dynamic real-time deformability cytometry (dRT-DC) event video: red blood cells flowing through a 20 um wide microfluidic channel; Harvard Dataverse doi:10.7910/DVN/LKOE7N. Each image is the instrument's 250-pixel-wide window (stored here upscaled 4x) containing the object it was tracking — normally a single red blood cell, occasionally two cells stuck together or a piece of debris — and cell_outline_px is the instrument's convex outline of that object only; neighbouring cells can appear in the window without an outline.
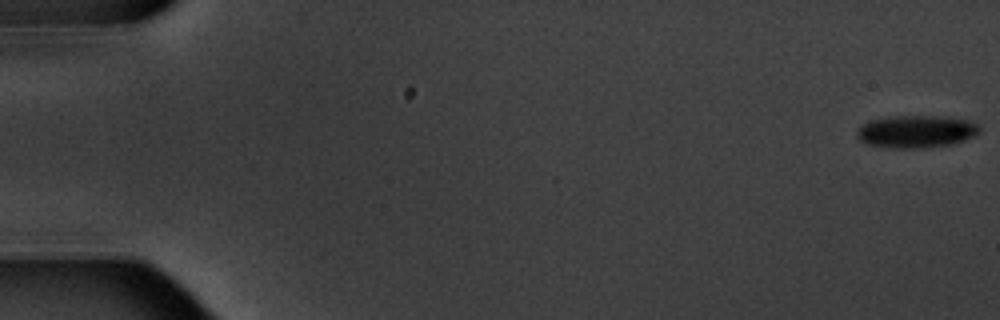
{"species": "common noctule bat (a hibernating species)", "species_latin": "Nyctalus noctula", "temperature_condition": "warm", "stored_images_in_passage": 4, "camera_frame_rate_fps": 3000, "um_per_image_px": 0.085, "animal": {"sex": "male", "body_mass_g": 20.1, "forearm_length_mm": 53.5}, "frame": {"image": 1, "passage_image": 1, "time_ms": 0.0, "image_size_px": [1000, 320], "cell_outline_px": [[980, 132], [964, 140], [948, 144], [924, 148], [892, 148], [868, 144], [860, 140], [856, 136], [856, 132], [860, 124], [872, 120], [888, 116], [940, 116], [968, 120], [976, 124], [980, 128]], "centroid_in_image_um": [77.83, 11.17], "position_along_channel_um": 7.2, "area_um2": 23.12}}